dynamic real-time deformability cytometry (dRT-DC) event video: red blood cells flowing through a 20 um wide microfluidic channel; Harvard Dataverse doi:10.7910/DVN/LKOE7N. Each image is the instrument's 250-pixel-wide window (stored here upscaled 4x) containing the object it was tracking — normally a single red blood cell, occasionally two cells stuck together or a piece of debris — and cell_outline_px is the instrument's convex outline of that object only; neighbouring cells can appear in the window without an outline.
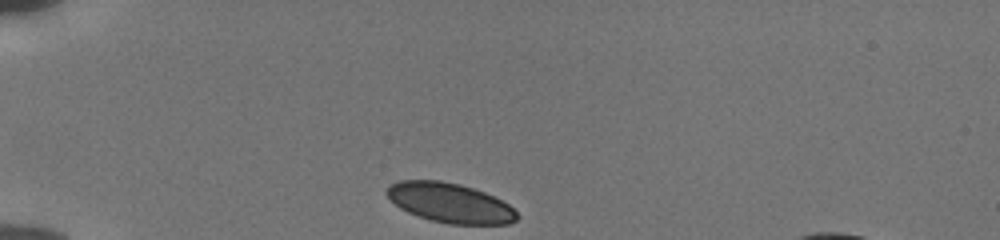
{"species": "human", "species_latin": "Homo sapiens", "temperature_condition": "cold", "stored_images_in_passage": 34, "camera_frame_rate_fps": 3000, "um_per_image_px": 0.085, "donor": {"sex": "male"}, "frame": {"image": 1, "passage_image": 1, "time_ms": 0.0, "image_size_px": [1000, 240], "cell_outline_px": [[520, 216], [516, 220], [508, 224], [448, 224], [432, 220], [408, 212], [400, 208], [384, 192], [392, 184], [400, 180], [440, 180], [460, 184], [484, 192], [508, 204]], "centroid_in_image_um": [38.25, 17.24], "position_along_channel_um": 46.7, "area_um2": 29.77}}
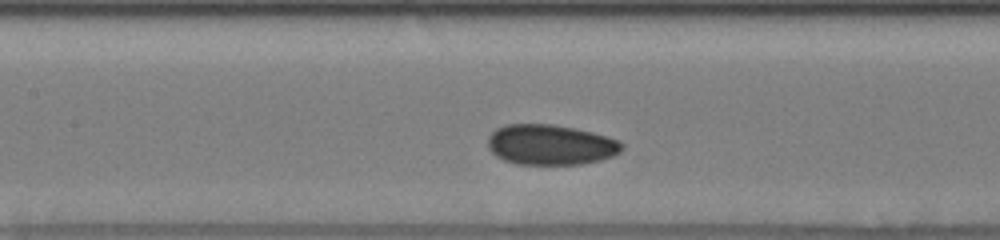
{"frame": {"image": 2, "passage_image": 13, "time_ms": 4.0, "image_size_px": [1000, 240], "cell_outline_px": [[624, 148], [620, 152], [612, 156], [600, 160], [580, 164], [516, 164], [504, 160], [496, 156], [488, 148], [488, 136], [496, 128], [508, 124], [552, 124], [592, 132], [620, 140], [624, 144]], "centroid_in_image_um": [46.8, 12.3], "position_along_channel_um": 160.6, "area_um2": 31.56}}
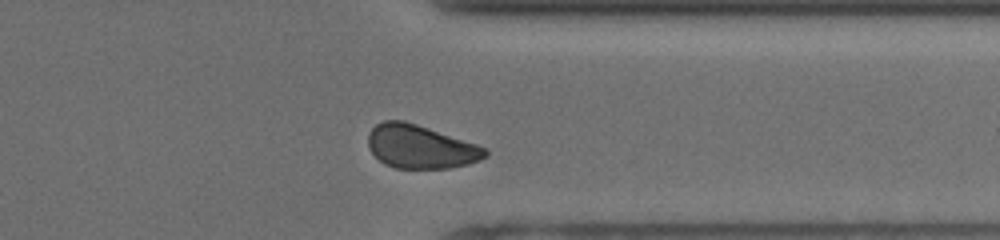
{"frame": {"image": 3, "passage_image": 30, "time_ms": 9.667, "image_size_px": [1000, 240], "cell_outline_px": [[488, 156], [480, 160], [468, 164], [448, 168], [396, 168], [384, 164], [368, 148], [368, 132], [376, 124], [384, 120], [404, 120], [488, 148]], "centroid_in_image_um": [35.73, 12.47], "position_along_channel_um": 375.7, "area_um2": 29.59}, "authors_computed_cell_mechanics": {"area_um2": 30.8941, "velocity_mm_per_s": 3.7972, "shape_relaxation_time_tau1_ms": 8.2571, "shape_relaxation_time_tau2_ms": 1.3837, "deformation_change_tau1": 0.0738, "deformation_change_tau2": 0.0471}}